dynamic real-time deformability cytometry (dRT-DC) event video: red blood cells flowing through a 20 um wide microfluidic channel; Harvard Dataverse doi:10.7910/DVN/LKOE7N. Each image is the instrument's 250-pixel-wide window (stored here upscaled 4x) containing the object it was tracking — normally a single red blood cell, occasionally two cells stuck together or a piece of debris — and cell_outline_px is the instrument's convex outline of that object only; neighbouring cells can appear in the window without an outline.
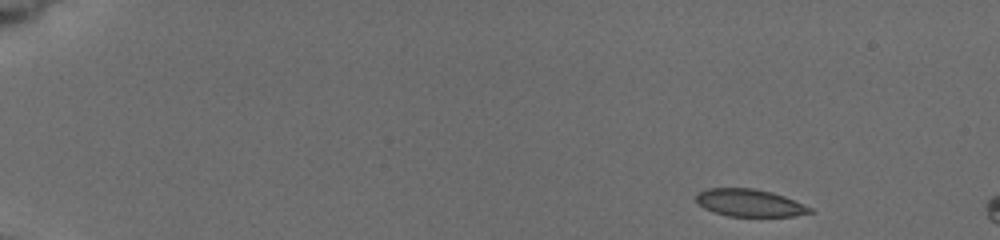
{"species": "common noctule bat (a hibernating species)", "species_latin": "Nyctalus noctula", "temperature_condition": "cold", "stored_images_in_passage": 20, "camera_frame_rate_fps": 3000, "um_per_image_px": 0.085, "animal": {"sex": "female", "body_mass_g": 19.5, "forearm_length_mm": 54.1}, "frame": {"image": 1, "passage_image": 1, "time_ms": 0.0, "image_size_px": [1000, 240], "cell_outline_px": [[816, 212], [796, 216], [728, 216], [712, 212], [704, 208], [696, 200], [696, 192], [708, 188], [756, 188], [772, 192], [784, 196], [812, 208]], "centroid_in_image_um": [63.72, 17.24], "position_along_channel_um": 21.3, "area_um2": 18.32}}
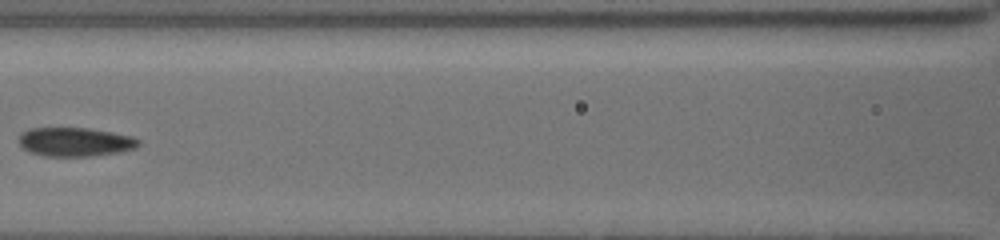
{"frame": {"image": 2, "passage_image": 15, "time_ms": 7.0, "image_size_px": [1000, 240], "cell_outline_px": [[140, 144], [136, 148], [120, 152], [88, 156], [44, 156], [32, 152], [24, 148], [20, 144], [20, 132], [28, 128], [88, 128], [112, 132], [132, 136], [140, 140]], "centroid_in_image_um": [6.41, 12.05], "position_along_channel_um": 160.2, "area_um2": 20.11}}
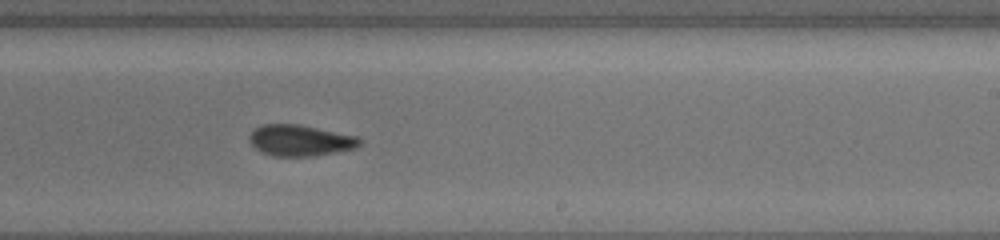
{"frame": {"image": 3, "passage_image": 20, "time_ms": 9.667, "image_size_px": [1000, 240], "cell_outline_px": [[364, 140], [356, 148], [336, 152], [312, 156], [272, 156], [260, 152], [248, 140], [248, 136], [256, 128], [264, 124], [300, 124], [360, 136]], "centroid_in_image_um": [25.56, 11.93], "position_along_channel_um": 263.4, "area_um2": 20.29}}